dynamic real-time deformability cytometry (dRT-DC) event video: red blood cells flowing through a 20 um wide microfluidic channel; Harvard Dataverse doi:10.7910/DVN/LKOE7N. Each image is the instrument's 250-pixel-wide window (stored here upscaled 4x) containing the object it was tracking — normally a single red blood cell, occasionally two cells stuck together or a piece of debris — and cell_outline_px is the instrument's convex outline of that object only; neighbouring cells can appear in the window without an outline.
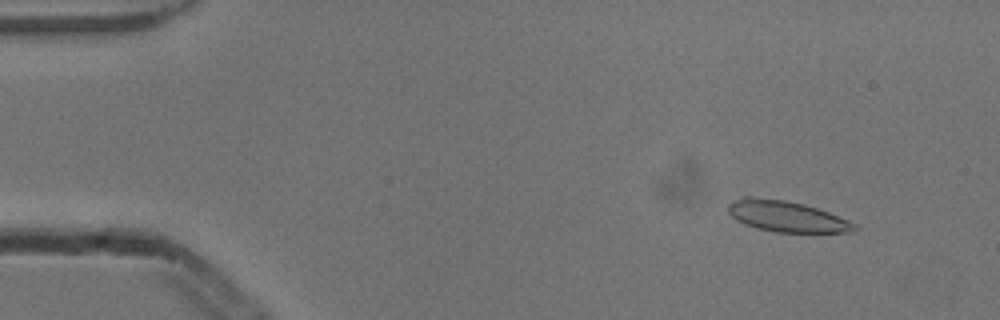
{"species": "common noctule bat (a hibernating species)", "species_latin": "Nyctalus noctula", "temperature_condition": "cold", "stored_images_in_passage": 22, "camera_frame_rate_fps": 3000, "um_per_image_px": 0.085, "animal": {"sex": "male", "body_mass_g": 13.3}, "frame": {"image": 1, "passage_image": 4, "time_ms": 1.0, "image_size_px": [1000, 320], "cell_outline_px": [[860, 228], [856, 232], [776, 232], [756, 228], [744, 224], [736, 220], [728, 212], [728, 204], [744, 196], [752, 196], [784, 200], [804, 204], [828, 212], [848, 220], [856, 224]], "centroid_in_image_um": [66.87, 18.39], "position_along_channel_um": 18.1, "area_um2": 22.83}}
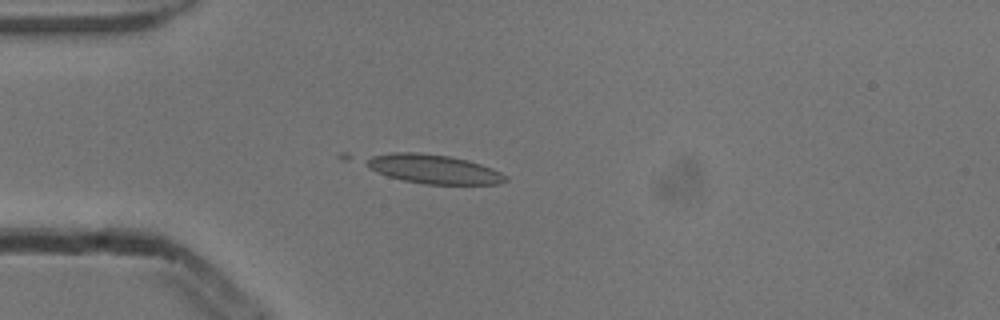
{"frame": {"image": 2, "passage_image": 13, "time_ms": 4.0, "image_size_px": [1000, 320], "cell_outline_px": [[508, 180], [500, 184], [424, 184], [404, 180], [388, 176], [376, 172], [368, 168], [364, 160], [372, 156], [392, 152], [416, 152], [448, 156], [468, 160], [492, 168], [508, 176]], "centroid_in_image_um": [36.86, 14.37], "position_along_channel_um": 48.1, "area_um2": 23.58}}
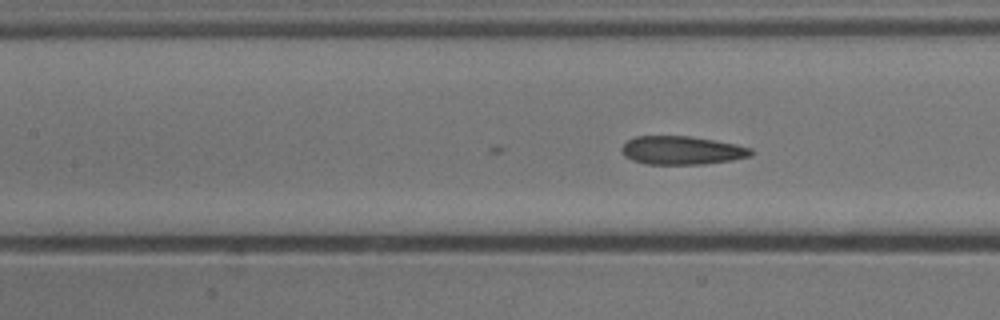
{"frame": {"image": 3, "passage_image": 22, "time_ms": 7.0, "image_size_px": [1000, 320], "cell_outline_px": [[752, 156], [732, 160], [704, 164], [644, 164], [632, 160], [624, 156], [620, 148], [628, 140], [636, 136], [688, 136], [736, 144], [752, 148]], "centroid_in_image_um": [57.94, 12.78], "position_along_channel_um": 149.5, "area_um2": 21.44}}